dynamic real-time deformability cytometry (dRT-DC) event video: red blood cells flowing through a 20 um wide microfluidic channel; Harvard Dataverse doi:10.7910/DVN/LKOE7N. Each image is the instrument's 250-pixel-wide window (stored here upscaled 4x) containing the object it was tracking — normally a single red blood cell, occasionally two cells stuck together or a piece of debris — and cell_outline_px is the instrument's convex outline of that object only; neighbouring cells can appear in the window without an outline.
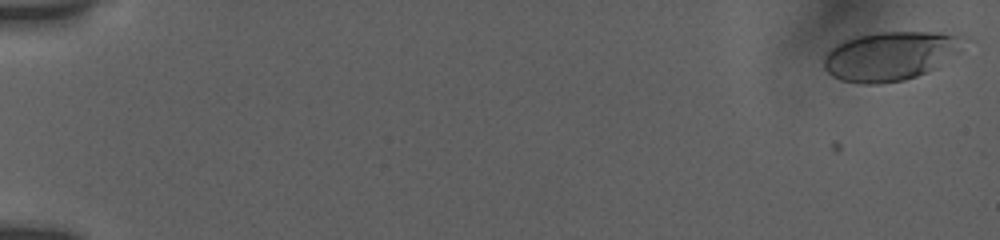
{"species": "human", "species_latin": "Homo sapiens", "temperature_condition": "room temperature", "stored_images_in_passage": 55, "camera_frame_rate_fps": 3000, "um_per_image_px": 0.085, "donor": {"sex": "female"}, "frame": {"image": 1, "passage_image": 1, "time_ms": 0.0, "image_size_px": [1000, 240], "cell_outline_px": [[956, 52], [936, 68], [916, 76], [904, 80], [880, 84], [864, 84], [840, 80], [832, 76], [824, 68], [824, 56], [836, 44], [844, 40], [856, 36], [880, 32], [940, 32], [956, 36]], "centroid_in_image_um": [75.52, 4.78], "position_along_channel_um": 9.5, "area_um2": 38.9}}
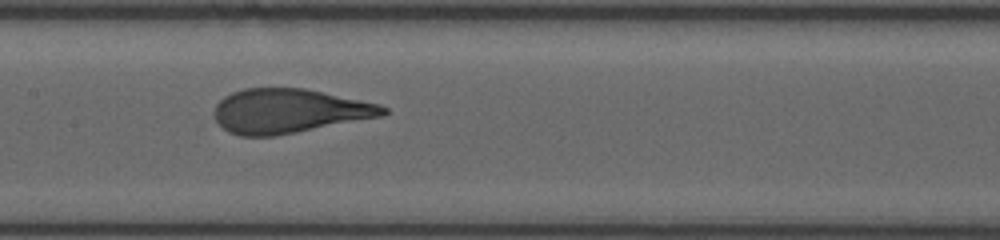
{"frame": {"image": 2, "passage_image": 29, "time_ms": 9.333, "image_size_px": [1000, 240], "cell_outline_px": [[388, 112], [384, 116], [276, 136], [240, 136], [228, 132], [216, 120], [212, 112], [216, 104], [224, 96], [232, 92], [244, 88], [304, 88], [380, 104], [388, 108]], "centroid_in_image_um": [24.56, 9.44], "position_along_channel_um": 182.8, "area_um2": 43.75}}
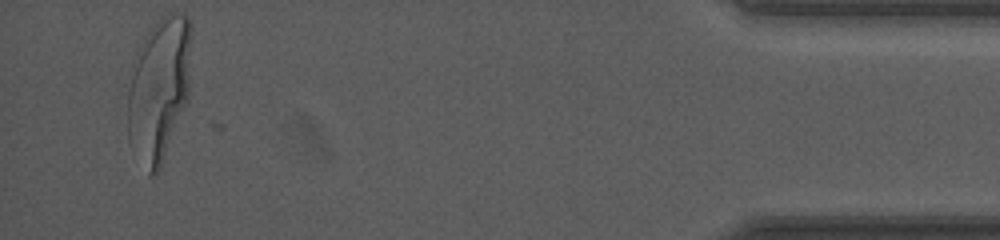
{"frame": {"image": 3, "passage_image": 53, "time_ms": 17.333, "image_size_px": [1000, 240], "cell_outline_px": [[192, 24], [188, 96], [160, 168], [152, 176], [148, 176], [128, 140], [128, 92], [136, 52], [140, 44], [156, 20], [160, 16], [168, 12], [184, 12], [188, 16]], "centroid_in_image_um": [13.52, 7.49], "position_along_channel_um": 421.7, "area_um2": 53.35}, "authors_computed_cell_mechanics": {"area_um2": 43.5812, "velocity_mm_per_s": 3.8233, "shape_relaxation_time_tau1_ms": 3.8361, "shape_relaxation_time_tau2_ms": null, "deformation_change_tau1": 0.2213, "deformation_change_tau2": null}}